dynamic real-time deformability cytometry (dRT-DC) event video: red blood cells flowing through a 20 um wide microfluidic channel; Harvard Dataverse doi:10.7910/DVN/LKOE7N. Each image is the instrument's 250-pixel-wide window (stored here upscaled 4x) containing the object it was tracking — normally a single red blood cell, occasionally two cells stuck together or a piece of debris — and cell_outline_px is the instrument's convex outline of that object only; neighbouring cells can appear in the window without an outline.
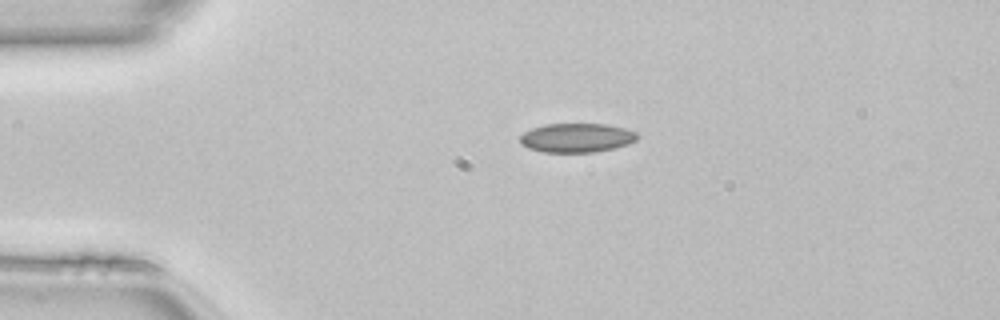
{"species": "common noctule bat (a hibernating species)", "species_latin": "Nyctalus noctula", "temperature_condition": "room temperature", "stored_images_in_passage": 39, "camera_frame_rate_fps": 3000, "um_per_image_px": 0.085, "animal": {"sex": "female", "body_mass_g": 22.7, "forearm_length_mm": 54.2}, "frame": {"image": 1, "passage_image": 1, "time_ms": 0.0, "image_size_px": [1000, 320], "cell_outline_px": [[636, 140], [628, 144], [596, 152], [544, 152], [528, 148], [520, 144], [520, 136], [524, 132], [532, 128], [544, 124], [608, 124], [624, 128], [636, 132]], "centroid_in_image_um": [48.98, 11.71], "position_along_channel_um": 36.0, "area_um2": 19.83}}
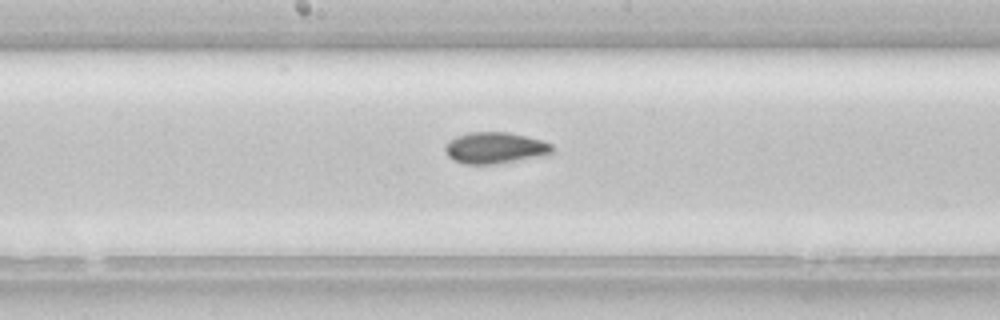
{"frame": {"image": 2, "passage_image": 16, "time_ms": 5.0, "image_size_px": [1000, 320], "cell_outline_px": [[552, 152], [548, 156], [496, 164], [464, 164], [452, 160], [448, 156], [444, 148], [456, 136], [468, 132], [508, 132], [540, 140], [552, 144]], "centroid_in_image_um": [42.1, 12.59], "position_along_channel_um": 206.1, "area_um2": 19.65}}
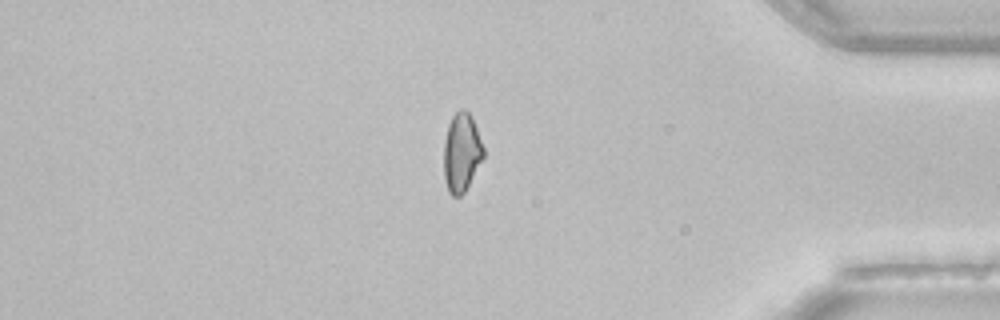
{"frame": {"image": 3, "passage_image": 32, "time_ms": 10.333, "image_size_px": [1000, 320], "cell_outline_px": [[484, 156], [464, 192], [460, 196], [452, 196], [448, 192], [444, 180], [444, 140], [448, 124], [452, 116], [460, 108], [464, 108], [472, 116], [484, 148]], "centroid_in_image_um": [39.22, 12.94], "position_along_channel_um": 396.0, "area_um2": 18.26}, "authors_computed_cell_mechanics": {"area_um2": 18.9584, "velocity_mm_per_s": 4.1527, "shape_relaxation_time_tau1_ms": 11.3559, "shape_relaxation_time_tau2_ms": 4.5517, "deformation_change_tau1": 0.183, "deformation_change_tau2": 0.0766}}